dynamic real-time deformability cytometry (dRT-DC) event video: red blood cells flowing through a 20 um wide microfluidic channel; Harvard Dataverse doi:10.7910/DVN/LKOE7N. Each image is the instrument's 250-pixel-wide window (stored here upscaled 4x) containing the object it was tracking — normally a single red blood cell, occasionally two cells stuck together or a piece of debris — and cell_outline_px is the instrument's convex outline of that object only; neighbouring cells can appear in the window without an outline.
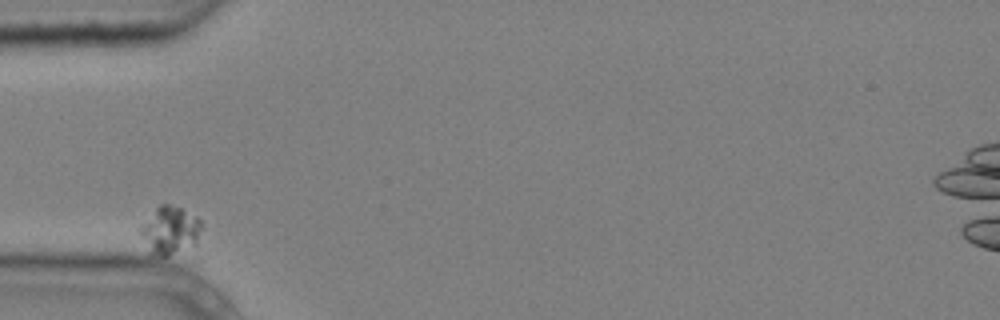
{"species": "common noctule bat (a hibernating species)", "species_latin": "Nyctalus noctula", "temperature_condition": "cold", "stored_images_in_passage": 1, "camera_frame_rate_fps": 3000, "um_per_image_px": 0.085, "animal": {"sex": "male", "body_mass_g": 20.4}, "frame": {"image": 1, "passage_image": 1, "time_ms": 0.0, "image_size_px": [1000, 320], "cell_outline_px": [[200, 228], [196, 244], [168, 256], [152, 256], [140, 236], [140, 228], [156, 208], [160, 204], [168, 204], [180, 208], [196, 216], [200, 220]], "centroid_in_image_um": [14.43, 19.6], "position_along_channel_um": 70.6, "area_um2": 16.7}}